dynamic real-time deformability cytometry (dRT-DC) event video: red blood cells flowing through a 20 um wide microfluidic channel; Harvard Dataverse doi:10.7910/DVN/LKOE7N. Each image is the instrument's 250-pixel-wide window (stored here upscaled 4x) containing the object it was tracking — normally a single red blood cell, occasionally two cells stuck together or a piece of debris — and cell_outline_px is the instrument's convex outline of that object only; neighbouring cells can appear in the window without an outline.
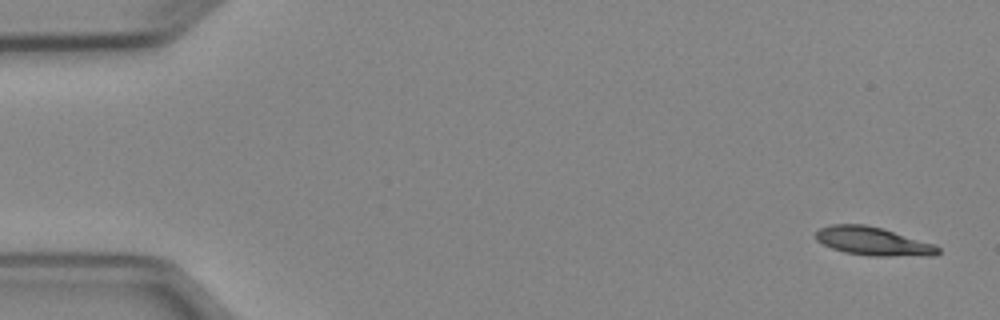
{"species": "Egyptian fruit bat (a non-hibernating species)", "species_latin": "Rousettus aegyptiacus", "temperature_condition": "cold", "stored_images_in_passage": 8, "camera_frame_rate_fps": 3000, "um_per_image_px": 0.085, "animal": {"sex": "female"}, "frame": {"image": 1, "passage_image": 1, "time_ms": 0.0, "image_size_px": [1000, 320], "cell_outline_px": [[940, 252], [936, 256], [872, 256], [844, 252], [832, 248], [816, 240], [816, 232], [820, 228], [832, 224], [864, 224], [884, 228], [936, 244], [940, 248]], "centroid_in_image_um": [74.28, 20.51], "position_along_channel_um": 10.7, "area_um2": 20.52}}
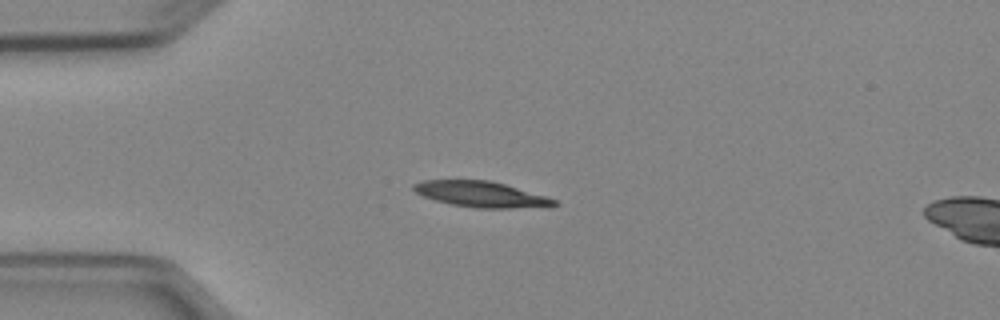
{"frame": {"image": 2, "passage_image": 4, "time_ms": 3.667, "image_size_px": [1000, 320], "cell_outline_px": [[560, 204], [552, 208], [476, 208], [452, 204], [436, 200], [424, 196], [416, 192], [412, 188], [412, 184], [424, 180], [488, 180], [504, 184], [548, 196], [556, 200]], "centroid_in_image_um": [41.01, 16.53], "position_along_channel_um": 44.0, "area_um2": 21.33}}
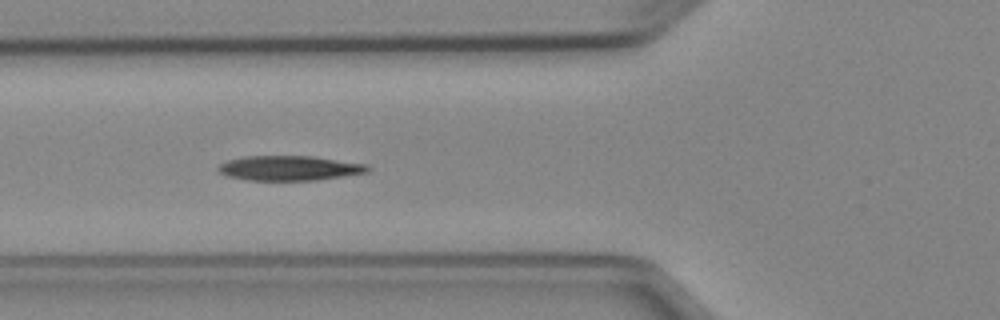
{"frame": {"image": 3, "passage_image": 6, "time_ms": 5.667, "image_size_px": [1000, 320], "cell_outline_px": [[372, 168], [368, 172], [316, 180], [248, 180], [228, 176], [220, 172], [216, 168], [220, 164], [228, 160], [244, 156], [312, 156], [368, 164]], "centroid_in_image_um": [24.62, 14.28], "position_along_channel_um": 101.2, "area_um2": 21.56}}